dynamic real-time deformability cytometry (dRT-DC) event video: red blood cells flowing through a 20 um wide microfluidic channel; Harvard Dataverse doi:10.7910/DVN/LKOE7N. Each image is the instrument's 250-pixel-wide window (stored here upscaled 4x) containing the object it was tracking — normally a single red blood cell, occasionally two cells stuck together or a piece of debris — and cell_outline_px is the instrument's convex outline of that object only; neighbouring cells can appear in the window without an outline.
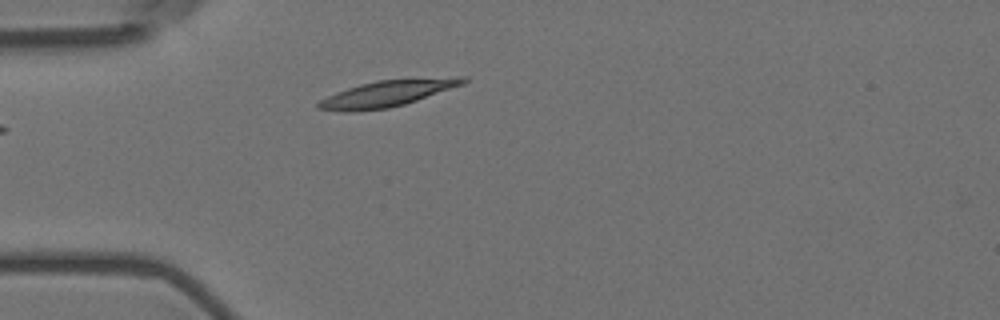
{"species": "Egyptian fruit bat (a non-hibernating species)", "species_latin": "Rousettus aegyptiacus", "temperature_condition": "room temperature", "stored_images_in_passage": 3, "camera_frame_rate_fps": 3000, "um_per_image_px": 0.085, "animal": {"sex": "female"}, "frame": {"image": 1, "passage_image": 3, "time_ms": 0.667, "image_size_px": [1000, 320], "cell_outline_px": [[468, 80], [464, 84], [404, 104], [388, 108], [352, 112], [344, 112], [316, 108], [316, 104], [320, 100], [336, 92], [360, 84], [376, 80], [456, 76], [468, 76]], "centroid_in_image_um": [32.94, 7.93], "position_along_channel_um": 52.1, "area_um2": 22.25}}